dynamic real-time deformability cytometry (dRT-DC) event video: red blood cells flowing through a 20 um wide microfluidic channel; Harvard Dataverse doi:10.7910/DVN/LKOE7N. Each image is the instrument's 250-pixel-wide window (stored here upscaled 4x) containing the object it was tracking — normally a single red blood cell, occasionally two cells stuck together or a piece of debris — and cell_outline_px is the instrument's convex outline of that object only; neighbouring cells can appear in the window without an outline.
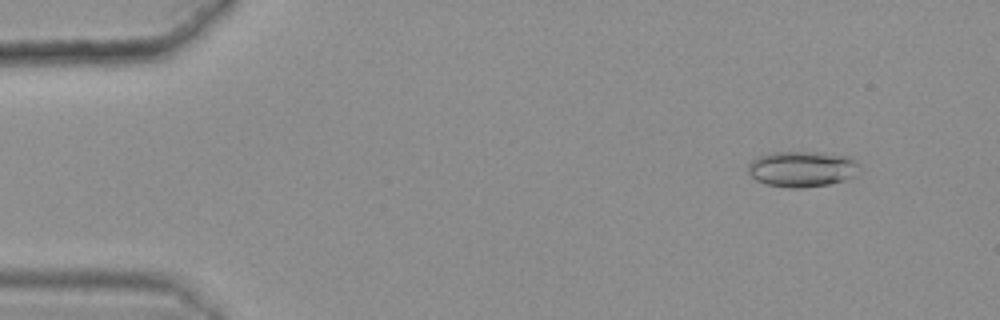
{"species": "common noctule bat (a hibernating species)", "species_latin": "Nyctalus noctula", "temperature_condition": "warm", "stored_images_in_passage": 18, "camera_frame_rate_fps": 3000, "um_per_image_px": 0.085, "animal": {"sex": "female", "body_mass_g": 25.1}, "frame": {"image": 1, "passage_image": 6, "time_ms": 1.667, "image_size_px": [1000, 320], "cell_outline_px": [[856, 176], [844, 180], [828, 184], [804, 188], [788, 188], [768, 184], [756, 180], [748, 172], [748, 164], [756, 156], [772, 152], [820, 152], [852, 156], [856, 160]], "centroid_in_image_um": [68.16, 14.35], "position_along_channel_um": 16.8, "area_um2": 23.35}}